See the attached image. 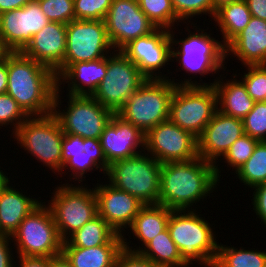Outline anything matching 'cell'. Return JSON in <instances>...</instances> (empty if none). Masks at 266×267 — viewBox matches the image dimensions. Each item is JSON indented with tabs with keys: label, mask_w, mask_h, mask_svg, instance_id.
<instances>
[{
	"label": "cell",
	"mask_w": 266,
	"mask_h": 267,
	"mask_svg": "<svg viewBox=\"0 0 266 267\" xmlns=\"http://www.w3.org/2000/svg\"><path fill=\"white\" fill-rule=\"evenodd\" d=\"M217 185L215 164L201 157L162 163L158 204L172 211L194 210L192 206L207 200Z\"/></svg>",
	"instance_id": "6da1fadb"
},
{
	"label": "cell",
	"mask_w": 266,
	"mask_h": 267,
	"mask_svg": "<svg viewBox=\"0 0 266 267\" xmlns=\"http://www.w3.org/2000/svg\"><path fill=\"white\" fill-rule=\"evenodd\" d=\"M8 93L29 116L52 113L57 77L45 65L22 52L7 55Z\"/></svg>",
	"instance_id": "7a4b0ae2"
},
{
	"label": "cell",
	"mask_w": 266,
	"mask_h": 267,
	"mask_svg": "<svg viewBox=\"0 0 266 267\" xmlns=\"http://www.w3.org/2000/svg\"><path fill=\"white\" fill-rule=\"evenodd\" d=\"M194 210H173L169 216L168 230L182 260L189 266L212 267L219 242L212 225Z\"/></svg>",
	"instance_id": "3957f363"
},
{
	"label": "cell",
	"mask_w": 266,
	"mask_h": 267,
	"mask_svg": "<svg viewBox=\"0 0 266 267\" xmlns=\"http://www.w3.org/2000/svg\"><path fill=\"white\" fill-rule=\"evenodd\" d=\"M197 23L186 24L188 27L185 29L187 32L186 38H174L175 33L173 29H169V36L171 39V61H178L179 65L182 67L181 70L185 71L188 75L200 74V79L207 74H218L221 69L226 71L224 65H226V47L223 45L222 41L217 40L211 35L212 33H207L208 29H201ZM193 27L195 31L191 32L190 26ZM196 25V26H195ZM198 27V28H197ZM190 30V31H189ZM201 31V32H200ZM211 34V35H210ZM174 45L178 47H174ZM180 48V49H179ZM176 49V50H175Z\"/></svg>",
	"instance_id": "277c9868"
},
{
	"label": "cell",
	"mask_w": 266,
	"mask_h": 267,
	"mask_svg": "<svg viewBox=\"0 0 266 267\" xmlns=\"http://www.w3.org/2000/svg\"><path fill=\"white\" fill-rule=\"evenodd\" d=\"M161 163L146 152L109 165L105 177L112 186L136 197L144 205L158 204Z\"/></svg>",
	"instance_id": "5b68a950"
},
{
	"label": "cell",
	"mask_w": 266,
	"mask_h": 267,
	"mask_svg": "<svg viewBox=\"0 0 266 267\" xmlns=\"http://www.w3.org/2000/svg\"><path fill=\"white\" fill-rule=\"evenodd\" d=\"M176 85L169 79H147L116 113L144 134L169 119L170 102Z\"/></svg>",
	"instance_id": "8992f818"
},
{
	"label": "cell",
	"mask_w": 266,
	"mask_h": 267,
	"mask_svg": "<svg viewBox=\"0 0 266 267\" xmlns=\"http://www.w3.org/2000/svg\"><path fill=\"white\" fill-rule=\"evenodd\" d=\"M70 184L57 185L47 201L63 241L98 214L94 187Z\"/></svg>",
	"instance_id": "52a82bcc"
},
{
	"label": "cell",
	"mask_w": 266,
	"mask_h": 267,
	"mask_svg": "<svg viewBox=\"0 0 266 267\" xmlns=\"http://www.w3.org/2000/svg\"><path fill=\"white\" fill-rule=\"evenodd\" d=\"M12 136L27 154L59 175L64 133L52 113L29 117Z\"/></svg>",
	"instance_id": "ba28073f"
},
{
	"label": "cell",
	"mask_w": 266,
	"mask_h": 267,
	"mask_svg": "<svg viewBox=\"0 0 266 267\" xmlns=\"http://www.w3.org/2000/svg\"><path fill=\"white\" fill-rule=\"evenodd\" d=\"M62 92L56 89L52 114L59 121L63 133L80 136L83 139H100L105 126L115 113L102 106L92 96L71 94L67 95L68 107L61 111Z\"/></svg>",
	"instance_id": "9c48e42d"
},
{
	"label": "cell",
	"mask_w": 266,
	"mask_h": 267,
	"mask_svg": "<svg viewBox=\"0 0 266 267\" xmlns=\"http://www.w3.org/2000/svg\"><path fill=\"white\" fill-rule=\"evenodd\" d=\"M42 202L28 214L12 235L15 255L26 257H54L62 252L63 240L57 230L52 213Z\"/></svg>",
	"instance_id": "30bf717a"
},
{
	"label": "cell",
	"mask_w": 266,
	"mask_h": 267,
	"mask_svg": "<svg viewBox=\"0 0 266 267\" xmlns=\"http://www.w3.org/2000/svg\"><path fill=\"white\" fill-rule=\"evenodd\" d=\"M217 110L214 86H176L169 119L198 139Z\"/></svg>",
	"instance_id": "8fae6325"
},
{
	"label": "cell",
	"mask_w": 266,
	"mask_h": 267,
	"mask_svg": "<svg viewBox=\"0 0 266 267\" xmlns=\"http://www.w3.org/2000/svg\"><path fill=\"white\" fill-rule=\"evenodd\" d=\"M147 78L121 51L107 56V72L92 97L114 113L145 82Z\"/></svg>",
	"instance_id": "7c38bea8"
},
{
	"label": "cell",
	"mask_w": 266,
	"mask_h": 267,
	"mask_svg": "<svg viewBox=\"0 0 266 267\" xmlns=\"http://www.w3.org/2000/svg\"><path fill=\"white\" fill-rule=\"evenodd\" d=\"M66 34L63 72L71 64L94 61L115 51L104 20H72L66 26Z\"/></svg>",
	"instance_id": "4fadbf2b"
},
{
	"label": "cell",
	"mask_w": 266,
	"mask_h": 267,
	"mask_svg": "<svg viewBox=\"0 0 266 267\" xmlns=\"http://www.w3.org/2000/svg\"><path fill=\"white\" fill-rule=\"evenodd\" d=\"M145 152L159 163L187 161L198 156V140L170 119L145 134Z\"/></svg>",
	"instance_id": "5bb4252c"
},
{
	"label": "cell",
	"mask_w": 266,
	"mask_h": 267,
	"mask_svg": "<svg viewBox=\"0 0 266 267\" xmlns=\"http://www.w3.org/2000/svg\"><path fill=\"white\" fill-rule=\"evenodd\" d=\"M104 21L115 51H121L132 40L157 29L136 0H113Z\"/></svg>",
	"instance_id": "9a60e30c"
},
{
	"label": "cell",
	"mask_w": 266,
	"mask_h": 267,
	"mask_svg": "<svg viewBox=\"0 0 266 267\" xmlns=\"http://www.w3.org/2000/svg\"><path fill=\"white\" fill-rule=\"evenodd\" d=\"M171 46L169 29L157 28L144 37L132 40L121 52L136 64L147 79H169L160 71L161 68L165 71L164 67L171 62Z\"/></svg>",
	"instance_id": "2e32d148"
},
{
	"label": "cell",
	"mask_w": 266,
	"mask_h": 267,
	"mask_svg": "<svg viewBox=\"0 0 266 267\" xmlns=\"http://www.w3.org/2000/svg\"><path fill=\"white\" fill-rule=\"evenodd\" d=\"M62 177L63 171H70L69 181L79 184L85 180L87 172L99 170L105 176L109 164L106 161L99 139L86 138L64 133L62 141ZM65 169V170H64ZM72 179V180H71Z\"/></svg>",
	"instance_id": "e0dca14e"
},
{
	"label": "cell",
	"mask_w": 266,
	"mask_h": 267,
	"mask_svg": "<svg viewBox=\"0 0 266 267\" xmlns=\"http://www.w3.org/2000/svg\"><path fill=\"white\" fill-rule=\"evenodd\" d=\"M244 134L241 119L227 116L217 110L206 125L202 135L197 139L198 156L215 164V173L219 182L221 181V167L218 161L229 150L230 146Z\"/></svg>",
	"instance_id": "ac0fdd59"
},
{
	"label": "cell",
	"mask_w": 266,
	"mask_h": 267,
	"mask_svg": "<svg viewBox=\"0 0 266 267\" xmlns=\"http://www.w3.org/2000/svg\"><path fill=\"white\" fill-rule=\"evenodd\" d=\"M94 191L97 198L98 215L102 217L116 232L125 237V229L129 228L144 205L136 197L117 189L110 183H97ZM125 234V235H124Z\"/></svg>",
	"instance_id": "d6986e66"
},
{
	"label": "cell",
	"mask_w": 266,
	"mask_h": 267,
	"mask_svg": "<svg viewBox=\"0 0 266 267\" xmlns=\"http://www.w3.org/2000/svg\"><path fill=\"white\" fill-rule=\"evenodd\" d=\"M99 140L109 165L145 152V134L116 113L105 126Z\"/></svg>",
	"instance_id": "ffe728a7"
},
{
	"label": "cell",
	"mask_w": 266,
	"mask_h": 267,
	"mask_svg": "<svg viewBox=\"0 0 266 267\" xmlns=\"http://www.w3.org/2000/svg\"><path fill=\"white\" fill-rule=\"evenodd\" d=\"M66 26L64 23L49 22L32 36V40L21 51L27 57L54 71L57 78L63 73Z\"/></svg>",
	"instance_id": "44dd1931"
},
{
	"label": "cell",
	"mask_w": 266,
	"mask_h": 267,
	"mask_svg": "<svg viewBox=\"0 0 266 267\" xmlns=\"http://www.w3.org/2000/svg\"><path fill=\"white\" fill-rule=\"evenodd\" d=\"M223 75L218 74L220 77H216L211 83H205L202 79L198 83L196 80L192 81L191 77L190 79L189 77L188 79L187 77L183 78L184 81L182 79L175 81L174 77L172 80L170 77L169 80L176 86H214L217 93L218 110L227 116L242 120L253 109L255 101L249 96L241 79H236L240 76L239 73L238 76L233 73V78L225 79L226 82L224 80L226 76Z\"/></svg>",
	"instance_id": "7402d4cb"
},
{
	"label": "cell",
	"mask_w": 266,
	"mask_h": 267,
	"mask_svg": "<svg viewBox=\"0 0 266 267\" xmlns=\"http://www.w3.org/2000/svg\"><path fill=\"white\" fill-rule=\"evenodd\" d=\"M228 55L243 66L266 65V21L251 16L248 25L226 46V59Z\"/></svg>",
	"instance_id": "603a6c76"
},
{
	"label": "cell",
	"mask_w": 266,
	"mask_h": 267,
	"mask_svg": "<svg viewBox=\"0 0 266 267\" xmlns=\"http://www.w3.org/2000/svg\"><path fill=\"white\" fill-rule=\"evenodd\" d=\"M107 72V57L89 62L71 64L58 78L57 89H64L68 94L92 96ZM63 84V87L60 85Z\"/></svg>",
	"instance_id": "cb8c5ba5"
},
{
	"label": "cell",
	"mask_w": 266,
	"mask_h": 267,
	"mask_svg": "<svg viewBox=\"0 0 266 267\" xmlns=\"http://www.w3.org/2000/svg\"><path fill=\"white\" fill-rule=\"evenodd\" d=\"M171 209L163 206L162 204H146L143 205L138 214L135 216L131 226L129 227L133 236L142 242L137 247L130 246L131 242L123 236V249L133 253H139L156 235L168 228L169 216ZM129 242H128V241ZM130 243V244H129ZM136 247V249H135Z\"/></svg>",
	"instance_id": "d4e9b609"
},
{
	"label": "cell",
	"mask_w": 266,
	"mask_h": 267,
	"mask_svg": "<svg viewBox=\"0 0 266 267\" xmlns=\"http://www.w3.org/2000/svg\"><path fill=\"white\" fill-rule=\"evenodd\" d=\"M10 182L0 192V233L12 236L23 219L44 200L30 198ZM24 193V194H23Z\"/></svg>",
	"instance_id": "484cf974"
},
{
	"label": "cell",
	"mask_w": 266,
	"mask_h": 267,
	"mask_svg": "<svg viewBox=\"0 0 266 267\" xmlns=\"http://www.w3.org/2000/svg\"><path fill=\"white\" fill-rule=\"evenodd\" d=\"M123 242H107L97 247H62V254L72 267H114Z\"/></svg>",
	"instance_id": "4316f807"
},
{
	"label": "cell",
	"mask_w": 266,
	"mask_h": 267,
	"mask_svg": "<svg viewBox=\"0 0 266 267\" xmlns=\"http://www.w3.org/2000/svg\"><path fill=\"white\" fill-rule=\"evenodd\" d=\"M123 236L117 232L98 214L80 229L71 234L62 247H97L107 242H123Z\"/></svg>",
	"instance_id": "83f0119b"
},
{
	"label": "cell",
	"mask_w": 266,
	"mask_h": 267,
	"mask_svg": "<svg viewBox=\"0 0 266 267\" xmlns=\"http://www.w3.org/2000/svg\"><path fill=\"white\" fill-rule=\"evenodd\" d=\"M0 37L11 52H21L32 40L28 32L27 4L0 14Z\"/></svg>",
	"instance_id": "f1b7e54d"
},
{
	"label": "cell",
	"mask_w": 266,
	"mask_h": 267,
	"mask_svg": "<svg viewBox=\"0 0 266 267\" xmlns=\"http://www.w3.org/2000/svg\"><path fill=\"white\" fill-rule=\"evenodd\" d=\"M250 18L251 12L245 0L230 2L216 10L213 20L222 32L225 47L248 25Z\"/></svg>",
	"instance_id": "f546056e"
},
{
	"label": "cell",
	"mask_w": 266,
	"mask_h": 267,
	"mask_svg": "<svg viewBox=\"0 0 266 267\" xmlns=\"http://www.w3.org/2000/svg\"><path fill=\"white\" fill-rule=\"evenodd\" d=\"M139 254L160 267H192L182 260L168 228L156 235Z\"/></svg>",
	"instance_id": "4dcf8cb0"
},
{
	"label": "cell",
	"mask_w": 266,
	"mask_h": 267,
	"mask_svg": "<svg viewBox=\"0 0 266 267\" xmlns=\"http://www.w3.org/2000/svg\"><path fill=\"white\" fill-rule=\"evenodd\" d=\"M212 267H266V251L219 244Z\"/></svg>",
	"instance_id": "1f68e13d"
},
{
	"label": "cell",
	"mask_w": 266,
	"mask_h": 267,
	"mask_svg": "<svg viewBox=\"0 0 266 267\" xmlns=\"http://www.w3.org/2000/svg\"><path fill=\"white\" fill-rule=\"evenodd\" d=\"M234 174L248 188L266 183V141H258L251 157Z\"/></svg>",
	"instance_id": "d6a6232c"
},
{
	"label": "cell",
	"mask_w": 266,
	"mask_h": 267,
	"mask_svg": "<svg viewBox=\"0 0 266 267\" xmlns=\"http://www.w3.org/2000/svg\"><path fill=\"white\" fill-rule=\"evenodd\" d=\"M140 9L157 28L175 29L182 23L176 16L171 0H136ZM177 22V23H176ZM176 23V24H175Z\"/></svg>",
	"instance_id": "836d02e7"
},
{
	"label": "cell",
	"mask_w": 266,
	"mask_h": 267,
	"mask_svg": "<svg viewBox=\"0 0 266 267\" xmlns=\"http://www.w3.org/2000/svg\"><path fill=\"white\" fill-rule=\"evenodd\" d=\"M171 3L177 18L184 22L183 24L187 22L193 24L195 22H191L194 20L192 18L196 19L197 16L204 14H209L208 17L213 20L216 14L212 0H171Z\"/></svg>",
	"instance_id": "e575fe53"
},
{
	"label": "cell",
	"mask_w": 266,
	"mask_h": 267,
	"mask_svg": "<svg viewBox=\"0 0 266 267\" xmlns=\"http://www.w3.org/2000/svg\"><path fill=\"white\" fill-rule=\"evenodd\" d=\"M257 143V139L244 134L230 146L221 161L236 172L251 157Z\"/></svg>",
	"instance_id": "d590c367"
},
{
	"label": "cell",
	"mask_w": 266,
	"mask_h": 267,
	"mask_svg": "<svg viewBox=\"0 0 266 267\" xmlns=\"http://www.w3.org/2000/svg\"><path fill=\"white\" fill-rule=\"evenodd\" d=\"M242 82L255 102L266 101V65H248Z\"/></svg>",
	"instance_id": "8d00e7d4"
},
{
	"label": "cell",
	"mask_w": 266,
	"mask_h": 267,
	"mask_svg": "<svg viewBox=\"0 0 266 267\" xmlns=\"http://www.w3.org/2000/svg\"><path fill=\"white\" fill-rule=\"evenodd\" d=\"M28 118L29 116L8 93L0 94V128L10 125L12 136Z\"/></svg>",
	"instance_id": "74e56055"
},
{
	"label": "cell",
	"mask_w": 266,
	"mask_h": 267,
	"mask_svg": "<svg viewBox=\"0 0 266 267\" xmlns=\"http://www.w3.org/2000/svg\"><path fill=\"white\" fill-rule=\"evenodd\" d=\"M242 122L246 135L258 141H266V101L255 102L253 109Z\"/></svg>",
	"instance_id": "f35d334b"
},
{
	"label": "cell",
	"mask_w": 266,
	"mask_h": 267,
	"mask_svg": "<svg viewBox=\"0 0 266 267\" xmlns=\"http://www.w3.org/2000/svg\"><path fill=\"white\" fill-rule=\"evenodd\" d=\"M50 22L68 24L75 20L74 0H36Z\"/></svg>",
	"instance_id": "ab89813d"
},
{
	"label": "cell",
	"mask_w": 266,
	"mask_h": 267,
	"mask_svg": "<svg viewBox=\"0 0 266 267\" xmlns=\"http://www.w3.org/2000/svg\"><path fill=\"white\" fill-rule=\"evenodd\" d=\"M113 0H74L77 20H104Z\"/></svg>",
	"instance_id": "60d3db41"
},
{
	"label": "cell",
	"mask_w": 266,
	"mask_h": 267,
	"mask_svg": "<svg viewBox=\"0 0 266 267\" xmlns=\"http://www.w3.org/2000/svg\"><path fill=\"white\" fill-rule=\"evenodd\" d=\"M27 22L28 32L32 36L50 22L36 0L27 3Z\"/></svg>",
	"instance_id": "b9f144b4"
},
{
	"label": "cell",
	"mask_w": 266,
	"mask_h": 267,
	"mask_svg": "<svg viewBox=\"0 0 266 267\" xmlns=\"http://www.w3.org/2000/svg\"><path fill=\"white\" fill-rule=\"evenodd\" d=\"M114 267H160L139 253L122 250L114 263Z\"/></svg>",
	"instance_id": "7bdbcfd3"
},
{
	"label": "cell",
	"mask_w": 266,
	"mask_h": 267,
	"mask_svg": "<svg viewBox=\"0 0 266 267\" xmlns=\"http://www.w3.org/2000/svg\"><path fill=\"white\" fill-rule=\"evenodd\" d=\"M253 190V199H251L253 210L257 215L256 218H259L266 227V183L255 186Z\"/></svg>",
	"instance_id": "ee69618b"
},
{
	"label": "cell",
	"mask_w": 266,
	"mask_h": 267,
	"mask_svg": "<svg viewBox=\"0 0 266 267\" xmlns=\"http://www.w3.org/2000/svg\"><path fill=\"white\" fill-rule=\"evenodd\" d=\"M11 243H13L12 236L0 233V267H15Z\"/></svg>",
	"instance_id": "f6af8a7d"
},
{
	"label": "cell",
	"mask_w": 266,
	"mask_h": 267,
	"mask_svg": "<svg viewBox=\"0 0 266 267\" xmlns=\"http://www.w3.org/2000/svg\"><path fill=\"white\" fill-rule=\"evenodd\" d=\"M19 260L15 261L18 267H48V257H26L16 256ZM18 264H17V263Z\"/></svg>",
	"instance_id": "bcb514c9"
},
{
	"label": "cell",
	"mask_w": 266,
	"mask_h": 267,
	"mask_svg": "<svg viewBox=\"0 0 266 267\" xmlns=\"http://www.w3.org/2000/svg\"><path fill=\"white\" fill-rule=\"evenodd\" d=\"M251 16L266 21V0H245Z\"/></svg>",
	"instance_id": "7dc6e473"
},
{
	"label": "cell",
	"mask_w": 266,
	"mask_h": 267,
	"mask_svg": "<svg viewBox=\"0 0 266 267\" xmlns=\"http://www.w3.org/2000/svg\"><path fill=\"white\" fill-rule=\"evenodd\" d=\"M32 0H2L0 4V14L14 9H20Z\"/></svg>",
	"instance_id": "c3c4849f"
},
{
	"label": "cell",
	"mask_w": 266,
	"mask_h": 267,
	"mask_svg": "<svg viewBox=\"0 0 266 267\" xmlns=\"http://www.w3.org/2000/svg\"><path fill=\"white\" fill-rule=\"evenodd\" d=\"M8 85L7 57L0 63V94L6 93Z\"/></svg>",
	"instance_id": "681fc988"
},
{
	"label": "cell",
	"mask_w": 266,
	"mask_h": 267,
	"mask_svg": "<svg viewBox=\"0 0 266 267\" xmlns=\"http://www.w3.org/2000/svg\"><path fill=\"white\" fill-rule=\"evenodd\" d=\"M48 267H72L70 262L61 253L54 257H48Z\"/></svg>",
	"instance_id": "f907efd6"
},
{
	"label": "cell",
	"mask_w": 266,
	"mask_h": 267,
	"mask_svg": "<svg viewBox=\"0 0 266 267\" xmlns=\"http://www.w3.org/2000/svg\"><path fill=\"white\" fill-rule=\"evenodd\" d=\"M10 176L8 177V174L3 170H1L0 166V192L11 182Z\"/></svg>",
	"instance_id": "816d5d0a"
},
{
	"label": "cell",
	"mask_w": 266,
	"mask_h": 267,
	"mask_svg": "<svg viewBox=\"0 0 266 267\" xmlns=\"http://www.w3.org/2000/svg\"><path fill=\"white\" fill-rule=\"evenodd\" d=\"M10 52L11 51L5 46L4 41L0 37V63L6 59Z\"/></svg>",
	"instance_id": "f5cc1de1"
},
{
	"label": "cell",
	"mask_w": 266,
	"mask_h": 267,
	"mask_svg": "<svg viewBox=\"0 0 266 267\" xmlns=\"http://www.w3.org/2000/svg\"><path fill=\"white\" fill-rule=\"evenodd\" d=\"M212 1H213L214 9L217 10L222 5H225V4H228L230 2L237 1V0H212Z\"/></svg>",
	"instance_id": "db71d44e"
}]
</instances>
